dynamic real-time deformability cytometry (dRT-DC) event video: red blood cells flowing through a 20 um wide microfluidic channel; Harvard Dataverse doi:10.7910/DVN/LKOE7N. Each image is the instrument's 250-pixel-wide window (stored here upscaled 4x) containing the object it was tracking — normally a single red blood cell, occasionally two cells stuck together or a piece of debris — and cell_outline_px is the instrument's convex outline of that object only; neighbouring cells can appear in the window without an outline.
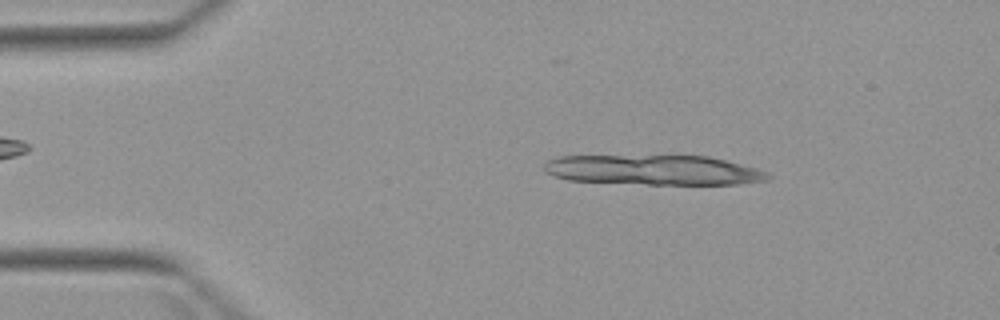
{"species": "Egyptian fruit bat (a non-hibernating species)", "species_latin": "Rousettus aegyptiacus", "temperature_condition": "warm", "stored_images_in_passage": 5, "camera_frame_rate_fps": 3000, "um_per_image_px": 0.085, "animal": {"sex": "female"}, "frame": {"image": 1, "passage_image": 2, "time_ms": 1.0, "image_size_px": [1000, 320], "cell_outline_px": [[772, 176], [768, 180], [736, 184], [648, 184], [568, 180], [552, 176], [544, 172], [544, 164], [548, 160], [556, 156], [708, 156], [756, 168], [768, 172]], "centroid_in_image_um": [55.53, 14.45], "position_along_channel_um": 29.5, "area_um2": 38.96}}